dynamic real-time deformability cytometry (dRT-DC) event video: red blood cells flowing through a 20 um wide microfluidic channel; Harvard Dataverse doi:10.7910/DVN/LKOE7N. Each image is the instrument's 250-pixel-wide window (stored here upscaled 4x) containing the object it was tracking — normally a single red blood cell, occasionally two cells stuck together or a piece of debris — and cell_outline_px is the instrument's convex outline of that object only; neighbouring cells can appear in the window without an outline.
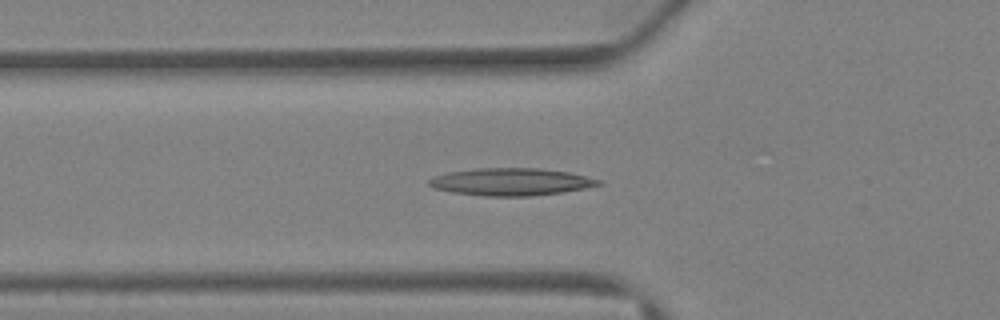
{"species": "Egyptian fruit bat (a non-hibernating species)", "species_latin": "Rousettus aegyptiacus", "temperature_condition": "warm", "stored_images_in_passage": 41, "camera_frame_rate_fps": 3000, "um_per_image_px": 0.085, "animal": {"sex": "female"}, "frame": {"image": 1, "passage_image": 14, "time_ms": 4.333, "image_size_px": [1000, 320], "cell_outline_px": [[604, 184], [584, 188], [560, 192], [532, 196], [484, 196], [452, 192], [436, 188], [428, 184], [428, 180], [436, 176], [448, 172], [472, 168], [540, 168], [568, 172], [600, 180]], "centroid_in_image_um": [43.42, 15.45], "position_along_channel_um": 82.4, "area_um2": 26.88}}
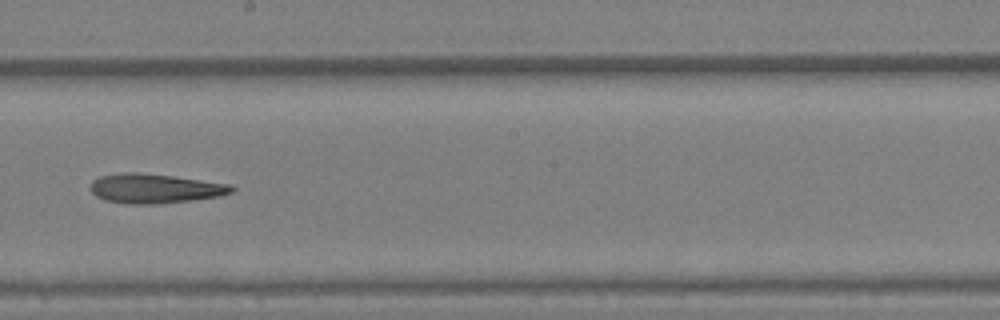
{"frame": {"image": 2, "passage_image": 23, "time_ms": 7.333, "image_size_px": [1000, 320], "cell_outline_px": [[236, 188], [232, 192], [220, 196], [192, 200], [156, 204], [132, 204], [104, 200], [96, 196], [92, 192], [92, 180], [100, 176], [124, 172], [136, 172], [172, 176], [232, 184]], "centroid_in_image_um": [13.19, 16.02], "position_along_channel_um": 235.0, "area_um2": 24.16}}
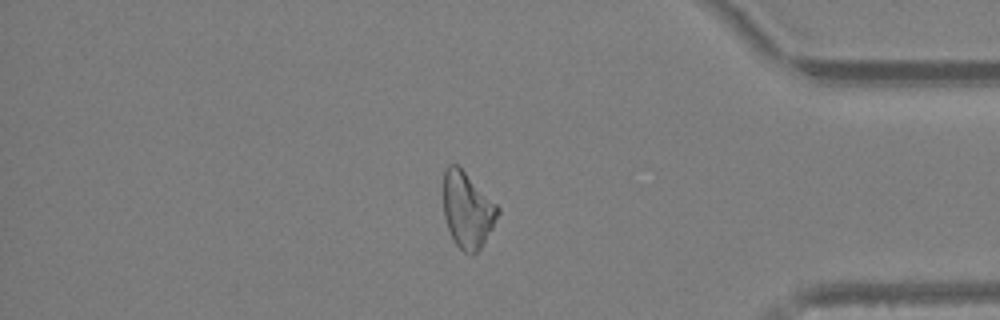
{"frame": {"image": 3, "passage_image": 34, "time_ms": 11.0, "image_size_px": [1000, 320], "cell_outline_px": [[500, 212], [492, 228], [480, 248], [472, 256], [464, 252], [452, 240], [444, 216], [444, 168], [448, 164], [456, 164], [500, 208]], "centroid_in_image_um": [39.71, 17.88], "position_along_channel_um": 395.5, "area_um2": 23.7}}